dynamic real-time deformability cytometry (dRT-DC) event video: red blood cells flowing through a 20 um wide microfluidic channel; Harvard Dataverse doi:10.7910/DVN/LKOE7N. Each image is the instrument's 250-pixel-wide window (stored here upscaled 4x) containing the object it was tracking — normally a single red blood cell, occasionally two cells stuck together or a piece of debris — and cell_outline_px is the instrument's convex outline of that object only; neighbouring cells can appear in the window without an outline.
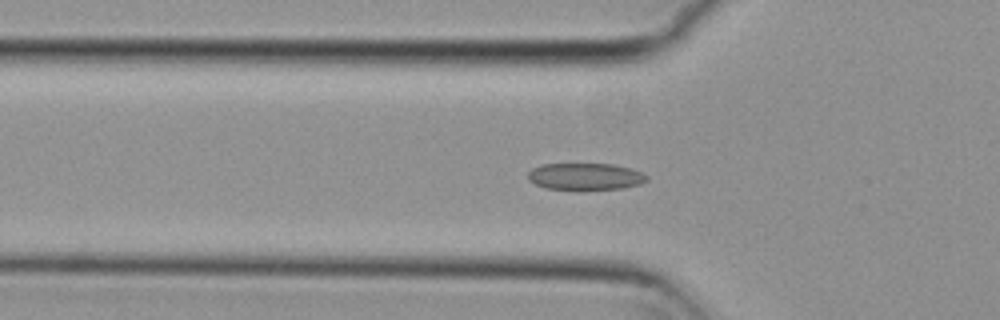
{"species": "common noctule bat (a hibernating species)", "species_latin": "Nyctalus noctula", "temperature_condition": "cold", "stored_images_in_passage": 56, "camera_frame_rate_fps": 3000, "um_per_image_px": 0.085, "animal": {"sex": "female", "body_mass_g": 29.2, "forearm_length_mm": 56.3}, "frame": {"image": 1, "passage_image": 19, "time_ms": 6.0, "image_size_px": [1000, 320], "cell_outline_px": [[648, 180], [640, 184], [620, 188], [580, 192], [544, 188], [528, 180], [528, 172], [532, 168], [540, 164], [612, 164], [632, 168], [648, 176]], "centroid_in_image_um": [49.72, 15.04], "position_along_channel_um": 76.1, "area_um2": 19.31}}
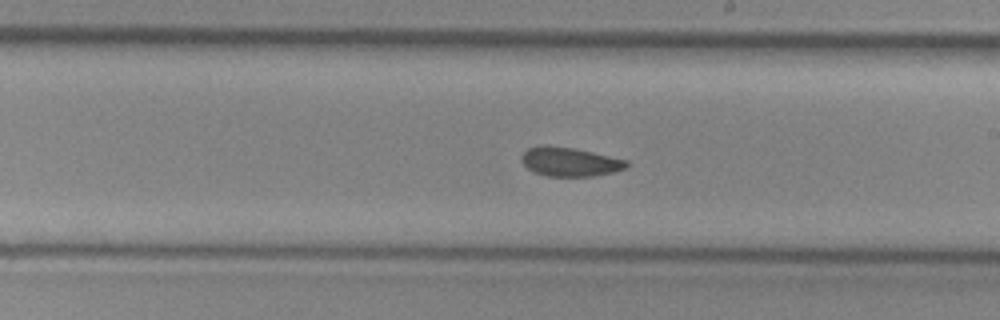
{"frame": {"image": 2, "passage_image": 32, "time_ms": 10.333, "image_size_px": [1000, 320], "cell_outline_px": [[628, 168], [612, 172], [592, 176], [544, 176], [532, 172], [520, 160], [520, 156], [528, 148], [544, 144], [548, 144], [572, 148], [592, 152], [628, 160]], "centroid_in_image_um": [48.4, 13.75], "position_along_channel_um": 240.6, "area_um2": 17.92}}
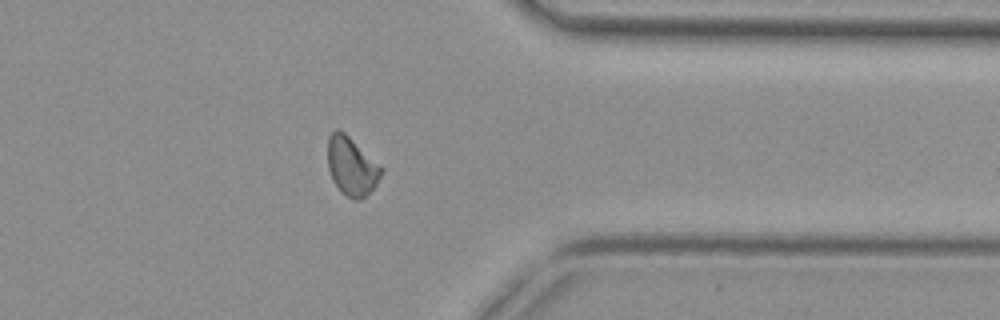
{"frame": {"image": 3, "passage_image": 44, "time_ms": 14.333, "image_size_px": [1000, 320], "cell_outline_px": [[384, 168], [376, 184], [360, 200], [352, 200], [340, 192], [332, 180], [328, 168], [328, 136], [336, 128], [344, 132], [380, 164]], "centroid_in_image_um": [29.87, 14.13], "position_along_channel_um": 381.5, "area_um2": 18.26}, "authors_computed_cell_mechanics": {"area_um2": 18.5249, "velocity_mm_per_s": 3.7893, "shape_relaxation_time_tau1_ms": null, "shape_relaxation_time_tau2_ms": 7.0121, "deformation_change_tau1": null, "deformation_change_tau2": 0.1017}}